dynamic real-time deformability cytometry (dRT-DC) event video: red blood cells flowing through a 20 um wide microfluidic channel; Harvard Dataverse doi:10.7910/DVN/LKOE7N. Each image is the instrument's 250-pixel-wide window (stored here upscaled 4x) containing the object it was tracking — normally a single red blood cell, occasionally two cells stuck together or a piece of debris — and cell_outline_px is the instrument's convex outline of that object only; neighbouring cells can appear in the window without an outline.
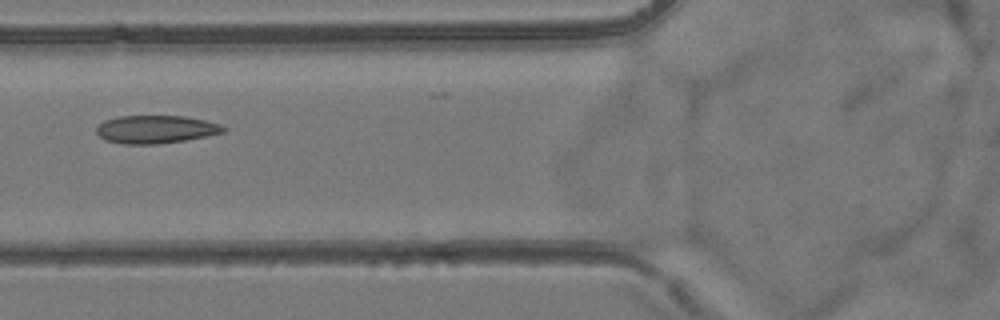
{"species": "common noctule bat (a hibernating species)", "species_latin": "Nyctalus noctula", "temperature_condition": "room temperature", "stored_images_in_passage": 55, "camera_frame_rate_fps": 3000, "um_per_image_px": 0.085, "animal": {"sex": "female", "body_mass_g": 24.6, "forearm_length_mm": 56.2}, "frame": {"image": 1, "passage_image": 22, "time_ms": 7.0, "image_size_px": [1000, 320], "cell_outline_px": [[228, 128], [224, 132], [208, 136], [184, 140], [156, 144], [124, 144], [104, 140], [96, 132], [96, 128], [104, 120], [120, 116], [184, 116], [204, 120], [220, 124]], "centroid_in_image_um": [13.25, 10.99], "position_along_channel_um": 112.6, "area_um2": 20.69}}
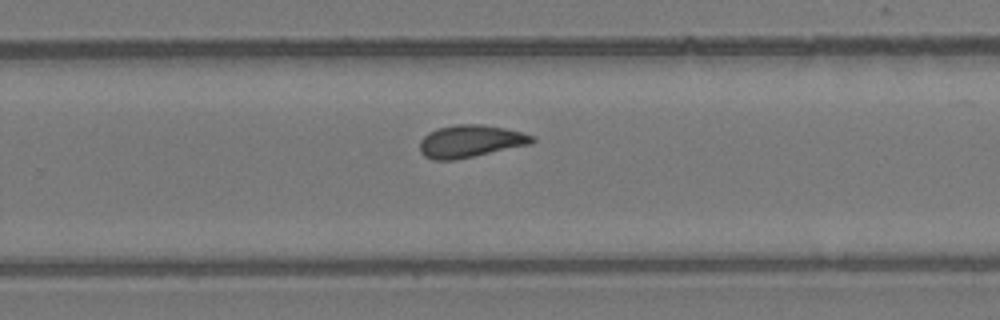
{"frame": {"image": 2, "passage_image": 36, "time_ms": 11.667, "image_size_px": [1000, 320], "cell_outline_px": [[536, 140], [532, 144], [456, 160], [432, 160], [424, 156], [420, 152], [420, 140], [428, 132], [436, 128], [456, 124], [480, 124], [504, 128], [520, 132], [532, 136]], "centroid_in_image_um": [39.95, 12.01], "position_along_channel_um": 289.8, "area_um2": 21.33}}
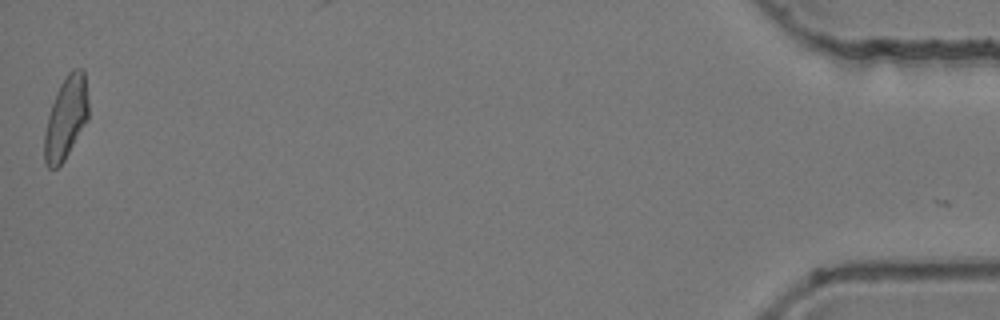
{"frame": {"image": 3, "passage_image": 55, "time_ms": 18.0, "image_size_px": [1000, 320], "cell_outline_px": [[88, 120], [64, 160], [56, 168], [48, 168], [44, 164], [44, 132], [48, 116], [56, 92], [60, 84], [68, 72], [72, 68], [84, 68], [88, 100]], "centroid_in_image_um": [5.61, 10.0], "position_along_channel_um": 429.6, "area_um2": 21.27}, "authors_computed_cell_mechanics": {"area_um2": 21.0392, "velocity_mm_per_s": 3.8065, "shape_relaxation_time_tau1_ms": null, "shape_relaxation_time_tau2_ms": 2.1009, "deformation_change_tau1": null, "deformation_change_tau2": 0.0937}}